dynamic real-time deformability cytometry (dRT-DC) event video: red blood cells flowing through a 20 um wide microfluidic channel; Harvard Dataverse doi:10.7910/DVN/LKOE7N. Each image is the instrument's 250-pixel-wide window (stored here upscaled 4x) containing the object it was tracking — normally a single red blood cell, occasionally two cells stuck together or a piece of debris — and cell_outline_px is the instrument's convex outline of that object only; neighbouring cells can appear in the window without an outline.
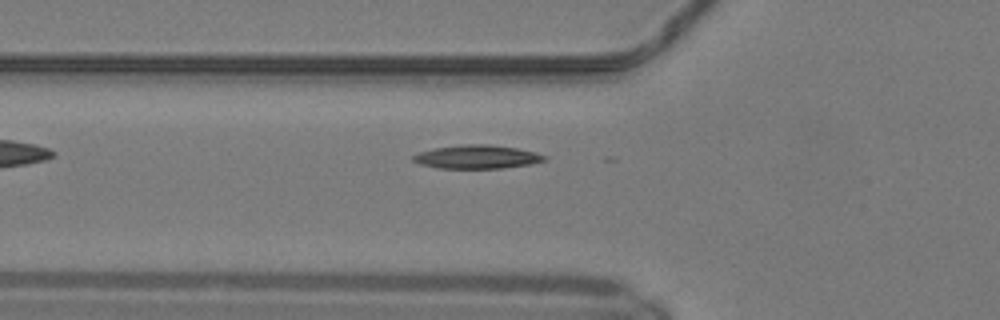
{"species": "common noctule bat (a hibernating species)", "species_latin": "Nyctalus noctula", "temperature_condition": "warm", "stored_images_in_passage": 33, "camera_frame_rate_fps": 3000, "um_per_image_px": 0.085, "animal": {"sex": "male", "body_mass_g": 19.2, "forearm_length_mm": 51.8}, "frame": {"image": 1, "passage_image": 2, "time_ms": 0.333, "image_size_px": [1000, 320], "cell_outline_px": [[548, 160], [532, 164], [504, 168], [440, 168], [420, 164], [412, 160], [412, 156], [420, 152], [436, 148], [464, 144], [488, 144], [516, 148], [536, 152], [548, 156]], "centroid_in_image_um": [40.61, 13.33], "position_along_channel_um": 85.2, "area_um2": 18.03}}
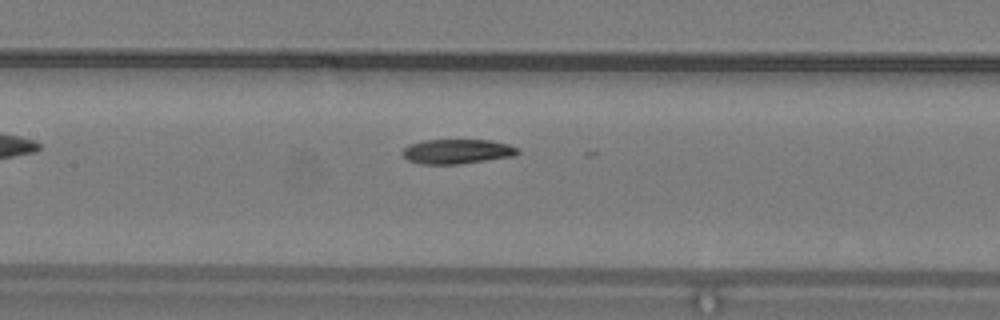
{"frame": {"image": 2, "passage_image": 8, "time_ms": 2.333, "image_size_px": [1000, 320], "cell_outline_px": [[520, 152], [512, 156], [460, 164], [420, 164], [408, 160], [400, 152], [408, 144], [424, 140], [492, 140], [508, 144], [520, 148]], "centroid_in_image_um": [38.84, 12.87], "position_along_channel_um": 168.6, "area_um2": 16.65}}
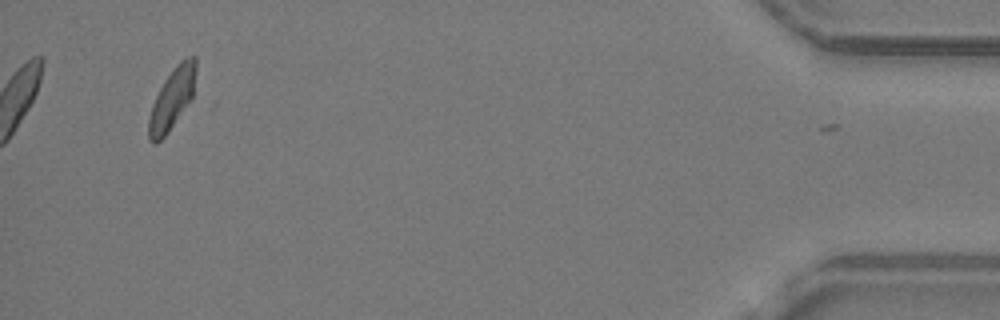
{"frame": {"image": 3, "passage_image": 32, "time_ms": 10.333, "image_size_px": [1000, 320], "cell_outline_px": [[196, 72], [192, 100], [168, 132], [156, 144], [152, 144], [148, 140], [148, 120], [152, 104], [164, 80], [176, 64], [180, 60], [188, 56], [196, 56]], "centroid_in_image_um": [14.63, 8.4], "position_along_channel_um": 420.6, "area_um2": 16.99}, "authors_computed_cell_mechanics": {"area_um2": 16.8198, "velocity_mm_per_s": 4.1253, "shape_relaxation_time_tau1_ms": null, "shape_relaxation_time_tau2_ms": 3.7548, "deformation_change_tau1": null, "deformation_change_tau2": 0.0631}}